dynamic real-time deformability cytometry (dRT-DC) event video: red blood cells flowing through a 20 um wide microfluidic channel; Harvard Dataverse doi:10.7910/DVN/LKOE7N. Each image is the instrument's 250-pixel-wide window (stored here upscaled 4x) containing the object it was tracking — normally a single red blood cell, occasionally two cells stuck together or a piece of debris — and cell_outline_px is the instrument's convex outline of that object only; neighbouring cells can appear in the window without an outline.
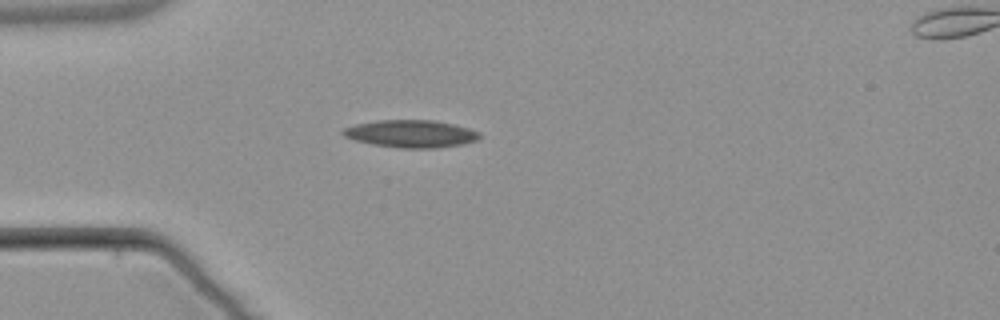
{"species": "common noctule bat (a hibernating species)", "species_latin": "Nyctalus noctula", "temperature_condition": "warm", "stored_images_in_passage": 6, "camera_frame_rate_fps": 3000, "um_per_image_px": 0.085, "animal": {"sex": "male", "body_mass_g": 21.5, "forearm_length_mm": 52.0}, "frame": {"image": 1, "passage_image": 5, "time_ms": 4.667, "image_size_px": [1000, 320], "cell_outline_px": [[480, 136], [476, 140], [464, 144], [436, 148], [400, 148], [372, 144], [356, 140], [344, 136], [340, 132], [344, 128], [356, 124], [376, 120], [436, 120], [468, 128], [480, 132]], "centroid_in_image_um": [34.93, 11.36], "position_along_channel_um": 50.1, "area_um2": 21.85}}